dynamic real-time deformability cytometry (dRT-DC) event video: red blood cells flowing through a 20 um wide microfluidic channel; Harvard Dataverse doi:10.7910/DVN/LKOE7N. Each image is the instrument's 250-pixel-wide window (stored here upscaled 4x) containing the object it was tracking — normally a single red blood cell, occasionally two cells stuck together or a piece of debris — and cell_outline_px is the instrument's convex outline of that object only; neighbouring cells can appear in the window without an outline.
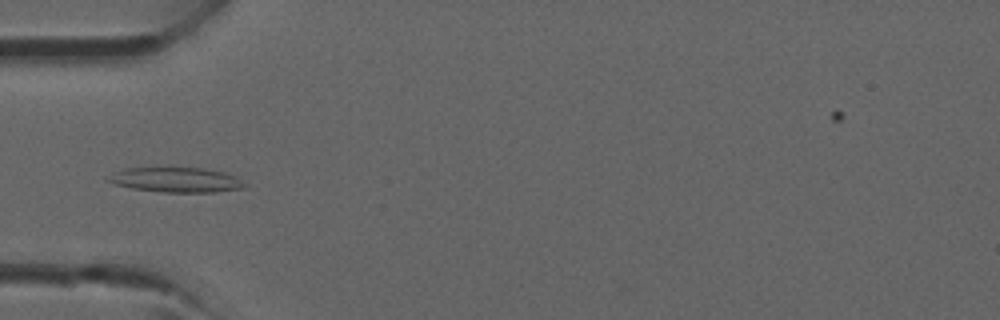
{"species": "common noctule bat (a hibernating species)", "species_latin": "Nyctalus noctula", "temperature_condition": "room temperature", "stored_images_in_passage": 32, "camera_frame_rate_fps": 3000, "um_per_image_px": 0.085, "animal": {"sex": "male", "forearm_length_mm": 52.5}, "frame": {"image": 1, "passage_image": 4, "time_ms": 1.0, "image_size_px": [1000, 320], "cell_outline_px": [[248, 184], [244, 188], [216, 192], [164, 192], [132, 188], [116, 184], [104, 180], [104, 176], [124, 168], [172, 164], [204, 168], [224, 172], [236, 176]], "centroid_in_image_um": [14.92, 15.22], "position_along_channel_um": 70.1, "area_um2": 21.1}}
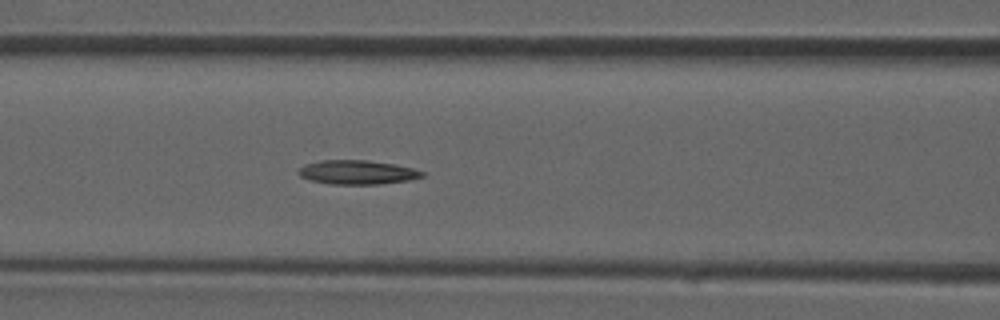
{"frame": {"image": 2, "passage_image": 8, "time_ms": 2.333, "image_size_px": [1000, 320], "cell_outline_px": [[424, 176], [408, 180], [380, 184], [332, 184], [308, 180], [300, 176], [296, 172], [304, 164], [320, 160], [368, 160], [396, 164], [412, 168], [424, 172]], "centroid_in_image_um": [30.33, 14.64], "position_along_channel_um": 136.3, "area_um2": 17.46}}
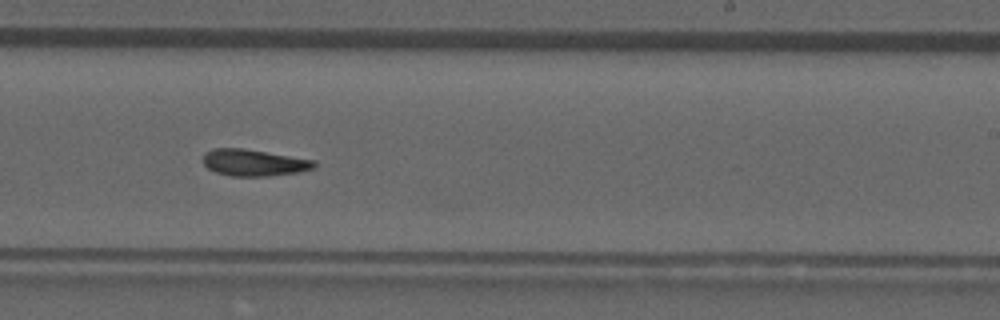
{"frame": {"image": 3, "passage_image": 16, "time_ms": 5.0, "image_size_px": [1000, 320], "cell_outline_px": [[316, 164], [312, 168], [296, 172], [268, 176], [232, 176], [216, 172], [208, 168], [204, 164], [204, 156], [212, 148], [244, 148], [316, 160]], "centroid_in_image_um": [21.58, 13.82], "position_along_channel_um": 267.4, "area_um2": 17.05}}